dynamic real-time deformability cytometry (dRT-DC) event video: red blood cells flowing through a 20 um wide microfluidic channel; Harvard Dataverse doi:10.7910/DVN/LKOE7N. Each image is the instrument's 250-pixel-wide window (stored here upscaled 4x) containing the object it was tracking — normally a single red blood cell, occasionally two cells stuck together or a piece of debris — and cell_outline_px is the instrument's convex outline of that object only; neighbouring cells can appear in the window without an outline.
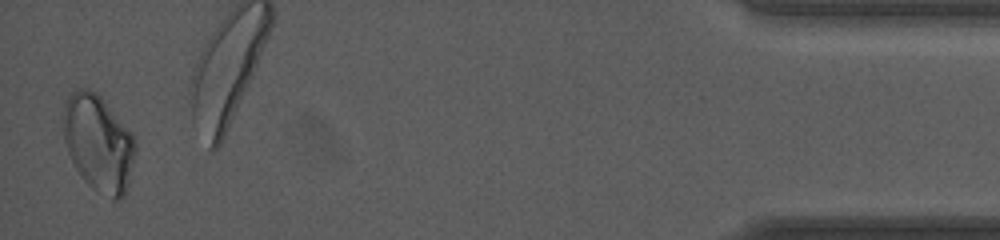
{"species": "human", "species_latin": "Homo sapiens", "temperature_condition": "room temperature", "stored_images_in_passage": 38, "camera_frame_rate_fps": 3000, "um_per_image_px": 0.085, "donor": {"sex": "female"}, "frame": {"image": 1, "passage_image": 38, "time_ms": 12.333, "image_size_px": [1000, 240], "cell_outline_px": [[136, 148], [128, 184], [124, 196], [120, 200], [112, 200], [92, 188], [84, 180], [76, 168], [68, 152], [64, 140], [60, 112], [64, 100], [72, 92], [80, 88], [88, 88], [96, 92], [100, 96], [132, 132], [136, 140]], "centroid_in_image_um": [8.34, 12.13], "position_along_channel_um": 426.9, "area_um2": 41.1}, "authors_computed_cell_mechanics": {"area_um2": 35.6915, "velocity_mm_per_s": 4.0533, "shape_relaxation_time_tau1_ms": null, "shape_relaxation_time_tau2_ms": 2.1236, "deformation_change_tau1": null, "deformation_change_tau2": 0.0565}}